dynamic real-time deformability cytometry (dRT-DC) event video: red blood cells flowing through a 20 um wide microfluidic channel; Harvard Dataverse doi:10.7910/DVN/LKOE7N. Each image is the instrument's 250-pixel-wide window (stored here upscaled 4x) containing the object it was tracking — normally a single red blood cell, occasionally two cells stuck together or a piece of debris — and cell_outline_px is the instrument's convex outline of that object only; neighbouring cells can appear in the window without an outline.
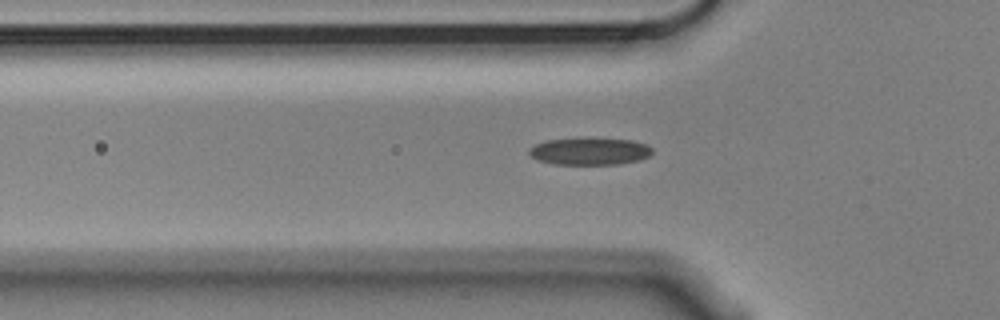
{"species": "Egyptian fruit bat (a non-hibernating species)", "species_latin": "Rousettus aegyptiacus", "temperature_condition": "cold", "stored_images_in_passage": 42, "camera_frame_rate_fps": 3000, "um_per_image_px": 0.085, "animal": {"sex": "male"}, "frame": {"image": 1, "passage_image": 8, "time_ms": 2.333, "image_size_px": [1000, 320], "cell_outline_px": [[652, 152], [648, 156], [640, 160], [616, 164], [552, 164], [540, 160], [532, 156], [528, 152], [528, 148], [532, 144], [544, 140], [584, 136], [588, 136], [632, 140], [644, 144], [652, 148]], "centroid_in_image_um": [50.07, 12.81], "position_along_channel_um": 75.7, "area_um2": 20.17}}
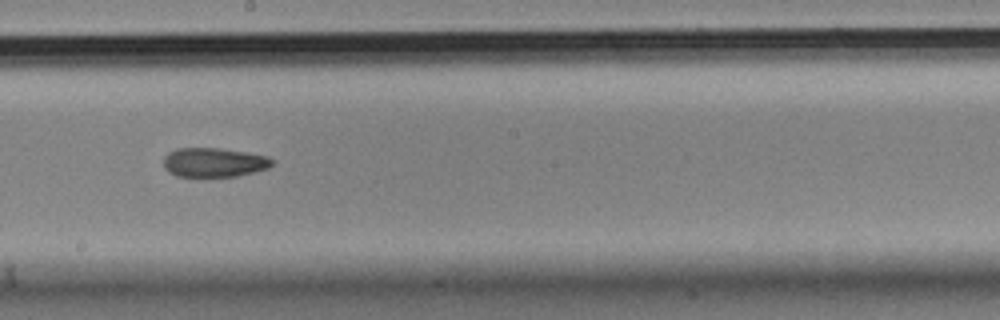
{"frame": {"image": 2, "passage_image": 21, "time_ms": 6.667, "image_size_px": [1000, 320], "cell_outline_px": [[272, 164], [268, 168], [236, 176], [176, 176], [168, 172], [164, 168], [164, 156], [168, 152], [176, 148], [216, 148], [244, 152], [268, 156], [272, 160]], "centroid_in_image_um": [18.14, 13.8], "position_along_channel_um": 230.1, "area_um2": 18.32}}
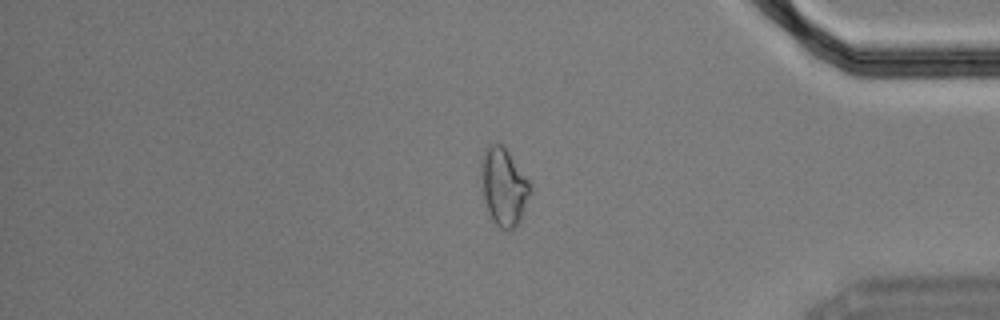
{"frame": {"image": 3, "passage_image": 37, "time_ms": 12.0, "image_size_px": [1000, 320], "cell_outline_px": [[532, 192], [520, 220], [512, 228], [500, 228], [492, 220], [488, 212], [484, 196], [480, 172], [480, 156], [484, 148], [488, 144], [500, 144], [508, 152], [532, 184]], "centroid_in_image_um": [42.81, 15.83], "position_along_channel_um": 392.4, "area_um2": 22.2}}